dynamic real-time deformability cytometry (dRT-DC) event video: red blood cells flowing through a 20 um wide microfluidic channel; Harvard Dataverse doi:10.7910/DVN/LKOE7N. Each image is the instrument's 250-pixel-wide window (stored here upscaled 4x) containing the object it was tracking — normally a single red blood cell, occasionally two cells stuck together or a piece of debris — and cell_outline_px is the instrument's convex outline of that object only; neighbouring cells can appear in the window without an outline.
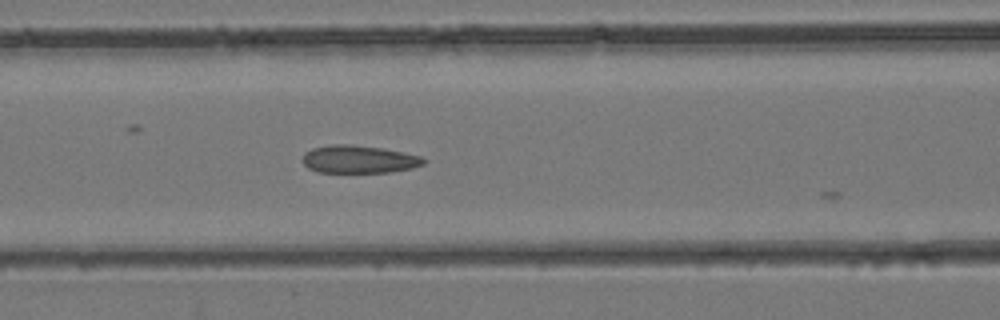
{"species": "common noctule bat (a hibernating species)", "species_latin": "Nyctalus noctula", "temperature_condition": "room temperature", "stored_images_in_passage": 10, "camera_frame_rate_fps": 3000, "um_per_image_px": 0.085, "animal": {"sex": "female", "body_mass_g": 24.6, "forearm_length_mm": 56.2}, "frame": {"image": 1, "passage_image": 6, "time_ms": 1.667, "image_size_px": [1000, 320], "cell_outline_px": [[428, 160], [424, 164], [412, 168], [388, 172], [316, 172], [308, 168], [304, 164], [304, 152], [312, 148], [332, 144], [352, 144], [384, 148], [420, 156]], "centroid_in_image_um": [30.51, 13.53], "position_along_channel_um": 136.1, "area_um2": 19.65}}
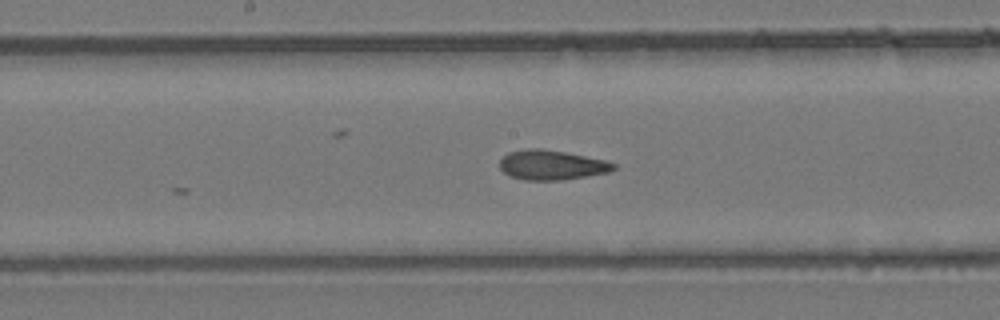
{"frame": {"image": 2, "passage_image": 10, "time_ms": 3.0, "image_size_px": [1000, 320], "cell_outline_px": [[616, 168], [608, 172], [560, 180], [524, 180], [508, 176], [500, 168], [500, 160], [508, 152], [528, 148], [540, 148], [564, 152], [604, 160], [616, 164]], "centroid_in_image_um": [46.84, 14.02], "position_along_channel_um": 201.4, "area_um2": 19.54}}